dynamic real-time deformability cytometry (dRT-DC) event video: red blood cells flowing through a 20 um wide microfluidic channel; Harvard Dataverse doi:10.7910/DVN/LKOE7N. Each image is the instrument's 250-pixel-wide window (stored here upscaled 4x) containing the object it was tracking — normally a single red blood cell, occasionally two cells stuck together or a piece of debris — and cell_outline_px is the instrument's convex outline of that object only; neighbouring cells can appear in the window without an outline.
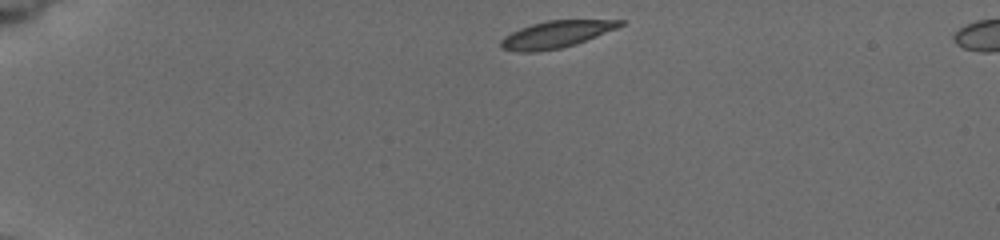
{"species": "common noctule bat (a hibernating species)", "species_latin": "Nyctalus noctula", "temperature_condition": "cold", "stored_images_in_passage": 11, "camera_frame_rate_fps": 3000, "um_per_image_px": 0.085, "animal": {"sex": "female", "body_mass_g": 19.5, "forearm_length_mm": 54.1}, "frame": {"image": 1, "passage_image": 1, "time_ms": 0.0, "image_size_px": [1000, 240], "cell_outline_px": [[624, 24], [616, 28], [576, 44], [560, 48], [536, 52], [520, 52], [500, 48], [500, 40], [504, 36], [520, 28], [532, 24], [548, 20], [624, 20]], "centroid_in_image_um": [47.23, 2.93], "position_along_channel_um": 37.8, "area_um2": 18.55}}
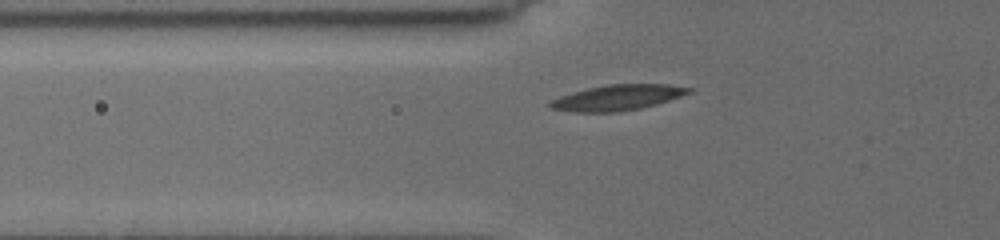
{"frame": {"image": 2, "passage_image": 10, "time_ms": 2.667, "image_size_px": [1000, 240], "cell_outline_px": [[692, 92], [656, 104], [640, 108], [620, 112], [576, 112], [552, 108], [548, 104], [548, 100], [572, 92], [588, 88], [608, 84], [668, 84], [692, 88]], "centroid_in_image_um": [52.47, 8.29], "position_along_channel_um": 73.3, "area_um2": 20.58}}